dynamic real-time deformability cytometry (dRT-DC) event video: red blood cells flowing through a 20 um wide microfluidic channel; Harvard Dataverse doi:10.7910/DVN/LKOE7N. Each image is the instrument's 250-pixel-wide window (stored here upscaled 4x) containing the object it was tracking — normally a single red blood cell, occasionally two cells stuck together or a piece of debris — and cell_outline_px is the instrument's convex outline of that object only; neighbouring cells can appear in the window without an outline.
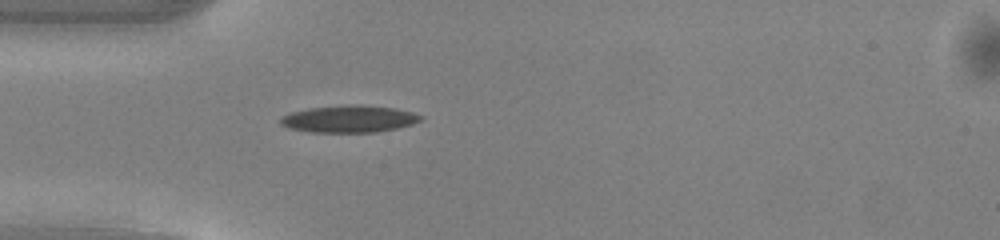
{"species": "common noctule bat (a hibernating species)", "species_latin": "Nyctalus noctula", "temperature_condition": "warm", "stored_images_in_passage": 8, "camera_frame_rate_fps": 3000, "um_per_image_px": 0.085, "animal": {"sex": "male", "body_mass_g": 13.0, "forearm_length_mm": 53.1}, "frame": {"image": 1, "passage_image": 1, "time_ms": 0.0, "image_size_px": [1000, 240], "cell_outline_px": [[424, 116], [420, 120], [412, 124], [396, 128], [372, 132], [312, 132], [288, 128], [280, 124], [280, 116], [292, 112], [308, 108], [344, 104], [364, 104], [396, 108], [412, 112]], "centroid_in_image_um": [29.65, 10.09], "position_along_channel_um": 55.3, "area_um2": 22.31}}
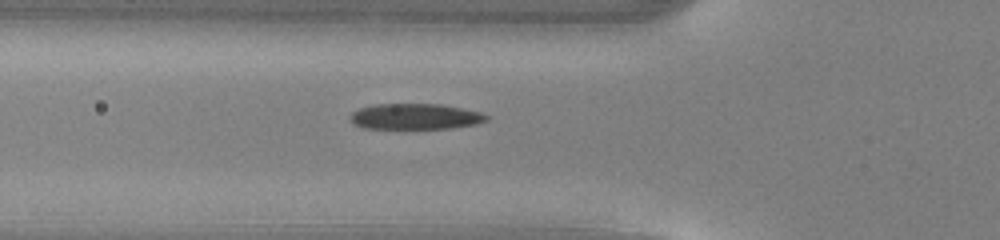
{"frame": {"image": 2, "passage_image": 4, "time_ms": 1.0, "image_size_px": [1000, 240], "cell_outline_px": [[488, 120], [476, 124], [452, 128], [364, 128], [356, 124], [352, 120], [352, 112], [360, 108], [376, 104], [440, 104], [480, 112], [488, 116]], "centroid_in_image_um": [35.33, 9.9], "position_along_channel_um": 90.5, "area_um2": 20.11}}
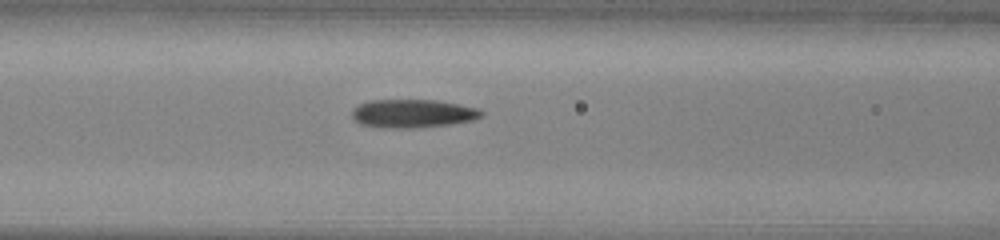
{"frame": {"image": 3, "passage_image": 7, "time_ms": 2.0, "image_size_px": [1000, 240], "cell_outline_px": [[484, 112], [480, 116], [472, 120], [448, 124], [412, 128], [392, 128], [360, 124], [352, 116], [352, 112], [360, 104], [368, 100], [436, 100], [476, 108]], "centroid_in_image_um": [35.06, 9.64], "position_along_channel_um": 131.5, "area_um2": 20.92}}